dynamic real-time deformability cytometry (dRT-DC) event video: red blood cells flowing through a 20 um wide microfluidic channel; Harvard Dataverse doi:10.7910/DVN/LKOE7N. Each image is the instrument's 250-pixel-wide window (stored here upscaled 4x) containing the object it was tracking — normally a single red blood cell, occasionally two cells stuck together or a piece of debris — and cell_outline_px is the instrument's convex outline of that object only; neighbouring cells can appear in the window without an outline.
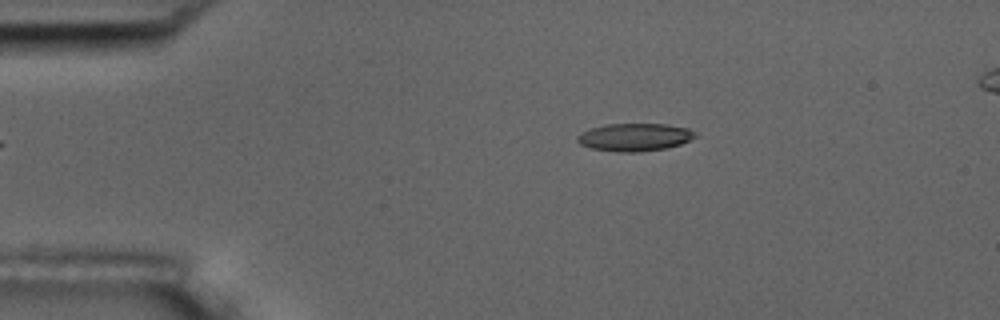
{"species": "common noctule bat (a hibernating species)", "species_latin": "Nyctalus noctula", "temperature_condition": "room temperature", "stored_images_in_passage": 2, "camera_frame_rate_fps": 3000, "um_per_image_px": 0.085, "animal": {"sex": "male", "body_mass_g": 17.5, "forearm_length_mm": 52.3}, "frame": {"image": 1, "passage_image": 2, "time_ms": 1.0, "image_size_px": [1000, 320], "cell_outline_px": [[700, 136], [680, 144], [664, 148], [640, 152], [616, 152], [592, 148], [580, 144], [576, 140], [576, 136], [592, 128], [604, 124], [668, 124], [688, 128], [696, 132]], "centroid_in_image_um": [53.99, 11.65], "position_along_channel_um": 31.0, "area_um2": 19.13}}